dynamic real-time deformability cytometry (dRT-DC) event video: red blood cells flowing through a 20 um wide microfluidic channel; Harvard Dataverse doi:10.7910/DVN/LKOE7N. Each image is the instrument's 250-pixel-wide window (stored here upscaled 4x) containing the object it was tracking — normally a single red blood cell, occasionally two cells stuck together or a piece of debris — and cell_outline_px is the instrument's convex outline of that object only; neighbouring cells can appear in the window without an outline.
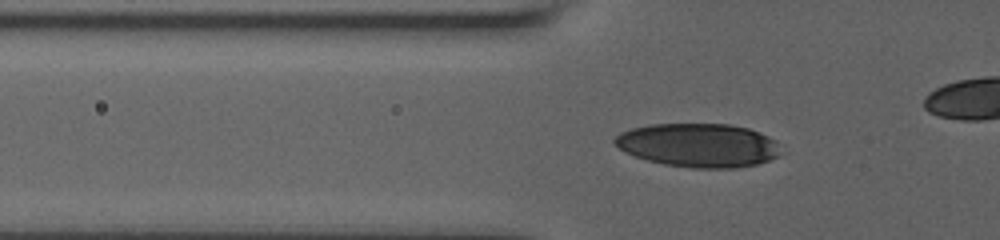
{"species": "human", "species_latin": "Homo sapiens", "temperature_condition": "room temperature", "stored_images_in_passage": 44, "camera_frame_rate_fps": 3000, "um_per_image_px": 0.085, "donor": {"sex": "male"}, "frame": {"image": 1, "passage_image": 15, "time_ms": 4.667, "image_size_px": [1000, 240], "cell_outline_px": [[788, 152], [780, 156], [756, 164], [736, 168], [692, 168], [664, 164], [648, 160], [636, 156], [620, 148], [612, 140], [620, 132], [632, 128], [652, 124], [728, 124], [748, 128], [760, 132], [768, 136]], "centroid_in_image_um": [59.45, 12.34], "position_along_channel_um": 66.4, "area_um2": 42.48}}
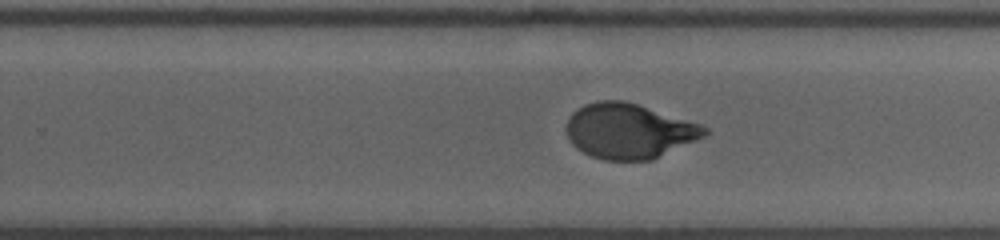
{"frame": {"image": 2, "passage_image": 32, "time_ms": 10.333, "image_size_px": [1000, 240], "cell_outline_px": [[708, 132], [704, 136], [652, 160], [604, 160], [592, 156], [576, 148], [568, 140], [564, 128], [568, 116], [572, 112], [584, 104], [596, 100], [624, 100], [700, 124], [708, 128]], "centroid_in_image_um": [53.39, 11.13], "position_along_channel_um": 276.4, "area_um2": 44.39}}
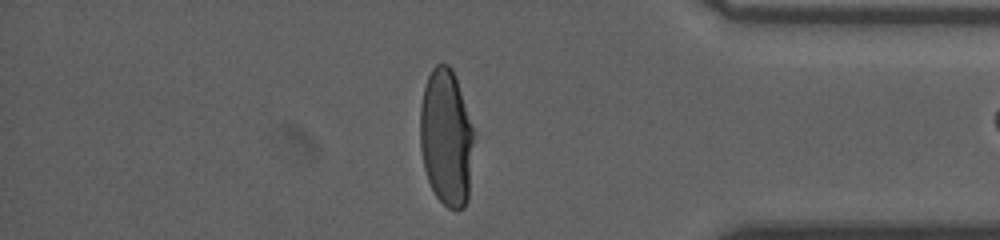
{"frame": {"image": 3, "passage_image": 43, "time_ms": 14.0, "image_size_px": [1000, 240], "cell_outline_px": [[476, 132], [468, 200], [464, 208], [456, 212], [448, 208], [436, 196], [428, 180], [424, 168], [420, 148], [420, 104], [424, 88], [428, 76], [432, 68], [436, 64], [448, 64], [452, 68], [456, 76]], "centroid_in_image_um": [37.97, 11.7], "position_along_channel_um": 397.2, "area_um2": 44.04}}